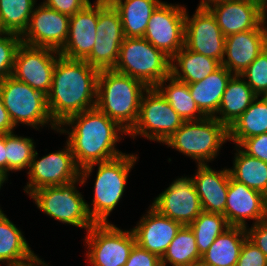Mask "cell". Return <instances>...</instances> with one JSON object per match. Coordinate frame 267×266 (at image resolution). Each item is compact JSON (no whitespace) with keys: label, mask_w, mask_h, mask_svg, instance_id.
Segmentation results:
<instances>
[{"label":"cell","mask_w":267,"mask_h":266,"mask_svg":"<svg viewBox=\"0 0 267 266\" xmlns=\"http://www.w3.org/2000/svg\"><path fill=\"white\" fill-rule=\"evenodd\" d=\"M57 133L67 135L66 141L80 169L125 154L116 144L128 132L97 107L69 117L58 127Z\"/></svg>","instance_id":"6da1fadb"},{"label":"cell","mask_w":267,"mask_h":266,"mask_svg":"<svg viewBox=\"0 0 267 266\" xmlns=\"http://www.w3.org/2000/svg\"><path fill=\"white\" fill-rule=\"evenodd\" d=\"M99 70L85 60L57 58L47 106L59 127L69 117L96 107Z\"/></svg>","instance_id":"7a4b0ae2"},{"label":"cell","mask_w":267,"mask_h":266,"mask_svg":"<svg viewBox=\"0 0 267 266\" xmlns=\"http://www.w3.org/2000/svg\"><path fill=\"white\" fill-rule=\"evenodd\" d=\"M138 158L140 157L135 153H125L110 161L94 163L80 169V178L85 185L93 169L98 167L94 198L91 203H87L89 215L95 224L112 223L108 218L123 197L129 174Z\"/></svg>","instance_id":"3957f363"},{"label":"cell","mask_w":267,"mask_h":266,"mask_svg":"<svg viewBox=\"0 0 267 266\" xmlns=\"http://www.w3.org/2000/svg\"><path fill=\"white\" fill-rule=\"evenodd\" d=\"M147 89L133 77L113 69L100 70L96 107L129 132L137 122L141 99Z\"/></svg>","instance_id":"277c9868"},{"label":"cell","mask_w":267,"mask_h":266,"mask_svg":"<svg viewBox=\"0 0 267 266\" xmlns=\"http://www.w3.org/2000/svg\"><path fill=\"white\" fill-rule=\"evenodd\" d=\"M227 141L228 128L214 117H205L198 121H185L164 145L195 160L197 165H203L214 161Z\"/></svg>","instance_id":"5b68a950"},{"label":"cell","mask_w":267,"mask_h":266,"mask_svg":"<svg viewBox=\"0 0 267 266\" xmlns=\"http://www.w3.org/2000/svg\"><path fill=\"white\" fill-rule=\"evenodd\" d=\"M113 70L156 87L171 75V58L145 38L125 37Z\"/></svg>","instance_id":"8992f818"},{"label":"cell","mask_w":267,"mask_h":266,"mask_svg":"<svg viewBox=\"0 0 267 266\" xmlns=\"http://www.w3.org/2000/svg\"><path fill=\"white\" fill-rule=\"evenodd\" d=\"M0 95L16 128L23 124L39 131L49 125L48 129L58 132L48 110L47 96L41 91L9 76L0 81Z\"/></svg>","instance_id":"52a82bcc"},{"label":"cell","mask_w":267,"mask_h":266,"mask_svg":"<svg viewBox=\"0 0 267 266\" xmlns=\"http://www.w3.org/2000/svg\"><path fill=\"white\" fill-rule=\"evenodd\" d=\"M82 179L64 185L48 186L34 191L29 197L37 208L63 224L84 228L86 232L95 224L91 219L87 202L78 190Z\"/></svg>","instance_id":"ba28073f"},{"label":"cell","mask_w":267,"mask_h":266,"mask_svg":"<svg viewBox=\"0 0 267 266\" xmlns=\"http://www.w3.org/2000/svg\"><path fill=\"white\" fill-rule=\"evenodd\" d=\"M184 122L160 91L156 87H149L142 96L137 122L128 136L135 139L140 135L164 144Z\"/></svg>","instance_id":"9c48e42d"},{"label":"cell","mask_w":267,"mask_h":266,"mask_svg":"<svg viewBox=\"0 0 267 266\" xmlns=\"http://www.w3.org/2000/svg\"><path fill=\"white\" fill-rule=\"evenodd\" d=\"M84 241L91 266H124L136 244L131 229L122 230L112 223L94 224Z\"/></svg>","instance_id":"30bf717a"},{"label":"cell","mask_w":267,"mask_h":266,"mask_svg":"<svg viewBox=\"0 0 267 266\" xmlns=\"http://www.w3.org/2000/svg\"><path fill=\"white\" fill-rule=\"evenodd\" d=\"M38 155L35 150L27 171L29 182L23 189L27 195L30 196L40 188L64 185L80 178V168L67 141L62 150L50 152L40 158Z\"/></svg>","instance_id":"8fae6325"},{"label":"cell","mask_w":267,"mask_h":266,"mask_svg":"<svg viewBox=\"0 0 267 266\" xmlns=\"http://www.w3.org/2000/svg\"><path fill=\"white\" fill-rule=\"evenodd\" d=\"M185 15L184 5L163 1L151 14L143 38L172 58L184 47Z\"/></svg>","instance_id":"7c38bea8"},{"label":"cell","mask_w":267,"mask_h":266,"mask_svg":"<svg viewBox=\"0 0 267 266\" xmlns=\"http://www.w3.org/2000/svg\"><path fill=\"white\" fill-rule=\"evenodd\" d=\"M59 51L48 47H33L21 43L18 47L12 76L47 95Z\"/></svg>","instance_id":"4fadbf2b"},{"label":"cell","mask_w":267,"mask_h":266,"mask_svg":"<svg viewBox=\"0 0 267 266\" xmlns=\"http://www.w3.org/2000/svg\"><path fill=\"white\" fill-rule=\"evenodd\" d=\"M180 177L155 197L150 205L182 226H189L203 209L192 177Z\"/></svg>","instance_id":"5bb4252c"},{"label":"cell","mask_w":267,"mask_h":266,"mask_svg":"<svg viewBox=\"0 0 267 266\" xmlns=\"http://www.w3.org/2000/svg\"><path fill=\"white\" fill-rule=\"evenodd\" d=\"M189 15L186 8L184 46L191 51L222 62L225 36L215 16L208 8L198 7L192 16Z\"/></svg>","instance_id":"9a60e30c"},{"label":"cell","mask_w":267,"mask_h":266,"mask_svg":"<svg viewBox=\"0 0 267 266\" xmlns=\"http://www.w3.org/2000/svg\"><path fill=\"white\" fill-rule=\"evenodd\" d=\"M69 19V16L40 2L35 6L29 25L21 36L22 43L60 51L68 37Z\"/></svg>","instance_id":"2e32d148"},{"label":"cell","mask_w":267,"mask_h":266,"mask_svg":"<svg viewBox=\"0 0 267 266\" xmlns=\"http://www.w3.org/2000/svg\"><path fill=\"white\" fill-rule=\"evenodd\" d=\"M229 226L248 228L267 219V197L230 177L227 202L223 213Z\"/></svg>","instance_id":"e0dca14e"},{"label":"cell","mask_w":267,"mask_h":266,"mask_svg":"<svg viewBox=\"0 0 267 266\" xmlns=\"http://www.w3.org/2000/svg\"><path fill=\"white\" fill-rule=\"evenodd\" d=\"M138 221L131 229L136 244L160 258L166 253L168 246L182 227L180 223L162 215L151 205Z\"/></svg>","instance_id":"ac0fdd59"},{"label":"cell","mask_w":267,"mask_h":266,"mask_svg":"<svg viewBox=\"0 0 267 266\" xmlns=\"http://www.w3.org/2000/svg\"><path fill=\"white\" fill-rule=\"evenodd\" d=\"M98 21V1L89 3L69 19L68 37L59 51L62 57L74 60H86L96 40Z\"/></svg>","instance_id":"d6986e66"},{"label":"cell","mask_w":267,"mask_h":266,"mask_svg":"<svg viewBox=\"0 0 267 266\" xmlns=\"http://www.w3.org/2000/svg\"><path fill=\"white\" fill-rule=\"evenodd\" d=\"M208 9L215 16L225 37L261 25L260 0H226L212 4Z\"/></svg>","instance_id":"ffe728a7"},{"label":"cell","mask_w":267,"mask_h":266,"mask_svg":"<svg viewBox=\"0 0 267 266\" xmlns=\"http://www.w3.org/2000/svg\"><path fill=\"white\" fill-rule=\"evenodd\" d=\"M196 167V172L191 177L203 211L223 214L230 180L228 168L215 170L209 164Z\"/></svg>","instance_id":"44dd1931"},{"label":"cell","mask_w":267,"mask_h":266,"mask_svg":"<svg viewBox=\"0 0 267 266\" xmlns=\"http://www.w3.org/2000/svg\"><path fill=\"white\" fill-rule=\"evenodd\" d=\"M262 24L253 30L241 31L225 37L224 66L232 74L240 75L263 52Z\"/></svg>","instance_id":"7402d4cb"},{"label":"cell","mask_w":267,"mask_h":266,"mask_svg":"<svg viewBox=\"0 0 267 266\" xmlns=\"http://www.w3.org/2000/svg\"><path fill=\"white\" fill-rule=\"evenodd\" d=\"M37 256L21 229L3 210L0 211V265L19 266L33 261Z\"/></svg>","instance_id":"603a6c76"},{"label":"cell","mask_w":267,"mask_h":266,"mask_svg":"<svg viewBox=\"0 0 267 266\" xmlns=\"http://www.w3.org/2000/svg\"><path fill=\"white\" fill-rule=\"evenodd\" d=\"M233 75L221 66L202 81L188 84L192 98L206 117H213L218 112L227 84Z\"/></svg>","instance_id":"cb8c5ba5"},{"label":"cell","mask_w":267,"mask_h":266,"mask_svg":"<svg viewBox=\"0 0 267 266\" xmlns=\"http://www.w3.org/2000/svg\"><path fill=\"white\" fill-rule=\"evenodd\" d=\"M257 97L246 81L234 74L227 84L218 112L213 117L229 128Z\"/></svg>","instance_id":"d4e9b609"},{"label":"cell","mask_w":267,"mask_h":266,"mask_svg":"<svg viewBox=\"0 0 267 266\" xmlns=\"http://www.w3.org/2000/svg\"><path fill=\"white\" fill-rule=\"evenodd\" d=\"M220 67L219 60L191 51L185 46L171 58V75L187 84L202 81Z\"/></svg>","instance_id":"484cf974"},{"label":"cell","mask_w":267,"mask_h":266,"mask_svg":"<svg viewBox=\"0 0 267 266\" xmlns=\"http://www.w3.org/2000/svg\"><path fill=\"white\" fill-rule=\"evenodd\" d=\"M161 0H111L118 11L125 37L143 38L151 14L162 3Z\"/></svg>","instance_id":"4316f807"},{"label":"cell","mask_w":267,"mask_h":266,"mask_svg":"<svg viewBox=\"0 0 267 266\" xmlns=\"http://www.w3.org/2000/svg\"><path fill=\"white\" fill-rule=\"evenodd\" d=\"M246 238V228L230 226L202 255L201 262L206 266H236Z\"/></svg>","instance_id":"83f0119b"},{"label":"cell","mask_w":267,"mask_h":266,"mask_svg":"<svg viewBox=\"0 0 267 266\" xmlns=\"http://www.w3.org/2000/svg\"><path fill=\"white\" fill-rule=\"evenodd\" d=\"M228 131L229 141L237 146L249 137L267 133V96H258Z\"/></svg>","instance_id":"f1b7e54d"},{"label":"cell","mask_w":267,"mask_h":266,"mask_svg":"<svg viewBox=\"0 0 267 266\" xmlns=\"http://www.w3.org/2000/svg\"><path fill=\"white\" fill-rule=\"evenodd\" d=\"M230 177L267 197V163L247 155L237 145Z\"/></svg>","instance_id":"f546056e"},{"label":"cell","mask_w":267,"mask_h":266,"mask_svg":"<svg viewBox=\"0 0 267 266\" xmlns=\"http://www.w3.org/2000/svg\"><path fill=\"white\" fill-rule=\"evenodd\" d=\"M156 88L184 121H198L206 117L197 107L187 83L169 75Z\"/></svg>","instance_id":"4dcf8cb0"},{"label":"cell","mask_w":267,"mask_h":266,"mask_svg":"<svg viewBox=\"0 0 267 266\" xmlns=\"http://www.w3.org/2000/svg\"><path fill=\"white\" fill-rule=\"evenodd\" d=\"M195 235L189 226H182L161 258L162 266H188L201 262Z\"/></svg>","instance_id":"1f68e13d"},{"label":"cell","mask_w":267,"mask_h":266,"mask_svg":"<svg viewBox=\"0 0 267 266\" xmlns=\"http://www.w3.org/2000/svg\"><path fill=\"white\" fill-rule=\"evenodd\" d=\"M37 0H0V23L4 32L22 36Z\"/></svg>","instance_id":"d6a6232c"},{"label":"cell","mask_w":267,"mask_h":266,"mask_svg":"<svg viewBox=\"0 0 267 266\" xmlns=\"http://www.w3.org/2000/svg\"><path fill=\"white\" fill-rule=\"evenodd\" d=\"M200 255H204L215 239L230 226L223 214L202 211L189 225Z\"/></svg>","instance_id":"836d02e7"},{"label":"cell","mask_w":267,"mask_h":266,"mask_svg":"<svg viewBox=\"0 0 267 266\" xmlns=\"http://www.w3.org/2000/svg\"><path fill=\"white\" fill-rule=\"evenodd\" d=\"M36 143L30 137L18 136L14 132L5 134L6 176L9 172L29 169L35 152Z\"/></svg>","instance_id":"e575fe53"},{"label":"cell","mask_w":267,"mask_h":266,"mask_svg":"<svg viewBox=\"0 0 267 266\" xmlns=\"http://www.w3.org/2000/svg\"><path fill=\"white\" fill-rule=\"evenodd\" d=\"M123 40L96 37L91 54L85 61L99 71L114 69L119 58L120 46Z\"/></svg>","instance_id":"d590c367"},{"label":"cell","mask_w":267,"mask_h":266,"mask_svg":"<svg viewBox=\"0 0 267 266\" xmlns=\"http://www.w3.org/2000/svg\"><path fill=\"white\" fill-rule=\"evenodd\" d=\"M96 37L125 38L120 15L110 2L98 1Z\"/></svg>","instance_id":"8d00e7d4"},{"label":"cell","mask_w":267,"mask_h":266,"mask_svg":"<svg viewBox=\"0 0 267 266\" xmlns=\"http://www.w3.org/2000/svg\"><path fill=\"white\" fill-rule=\"evenodd\" d=\"M257 96H267V56L261 52L240 74Z\"/></svg>","instance_id":"74e56055"},{"label":"cell","mask_w":267,"mask_h":266,"mask_svg":"<svg viewBox=\"0 0 267 266\" xmlns=\"http://www.w3.org/2000/svg\"><path fill=\"white\" fill-rule=\"evenodd\" d=\"M21 36L3 32L0 34V81L12 76L15 55L21 45Z\"/></svg>","instance_id":"f35d334b"},{"label":"cell","mask_w":267,"mask_h":266,"mask_svg":"<svg viewBox=\"0 0 267 266\" xmlns=\"http://www.w3.org/2000/svg\"><path fill=\"white\" fill-rule=\"evenodd\" d=\"M236 266H267V258L254 243L246 238Z\"/></svg>","instance_id":"ab89813d"},{"label":"cell","mask_w":267,"mask_h":266,"mask_svg":"<svg viewBox=\"0 0 267 266\" xmlns=\"http://www.w3.org/2000/svg\"><path fill=\"white\" fill-rule=\"evenodd\" d=\"M238 147L247 155L267 163V133L249 137L243 140Z\"/></svg>","instance_id":"60d3db41"},{"label":"cell","mask_w":267,"mask_h":266,"mask_svg":"<svg viewBox=\"0 0 267 266\" xmlns=\"http://www.w3.org/2000/svg\"><path fill=\"white\" fill-rule=\"evenodd\" d=\"M124 266H162V264L158 255L135 244Z\"/></svg>","instance_id":"b9f144b4"},{"label":"cell","mask_w":267,"mask_h":266,"mask_svg":"<svg viewBox=\"0 0 267 266\" xmlns=\"http://www.w3.org/2000/svg\"><path fill=\"white\" fill-rule=\"evenodd\" d=\"M42 3L59 13L71 17L76 12L84 9L90 3V0H44Z\"/></svg>","instance_id":"7bdbcfd3"},{"label":"cell","mask_w":267,"mask_h":266,"mask_svg":"<svg viewBox=\"0 0 267 266\" xmlns=\"http://www.w3.org/2000/svg\"><path fill=\"white\" fill-rule=\"evenodd\" d=\"M247 238L254 243L267 258V219L246 228Z\"/></svg>","instance_id":"ee69618b"},{"label":"cell","mask_w":267,"mask_h":266,"mask_svg":"<svg viewBox=\"0 0 267 266\" xmlns=\"http://www.w3.org/2000/svg\"><path fill=\"white\" fill-rule=\"evenodd\" d=\"M15 126L4 107L2 97L0 95V134L12 133L15 130Z\"/></svg>","instance_id":"f6af8a7d"},{"label":"cell","mask_w":267,"mask_h":266,"mask_svg":"<svg viewBox=\"0 0 267 266\" xmlns=\"http://www.w3.org/2000/svg\"><path fill=\"white\" fill-rule=\"evenodd\" d=\"M0 172L6 175L5 134H0Z\"/></svg>","instance_id":"bcb514c9"},{"label":"cell","mask_w":267,"mask_h":266,"mask_svg":"<svg viewBox=\"0 0 267 266\" xmlns=\"http://www.w3.org/2000/svg\"><path fill=\"white\" fill-rule=\"evenodd\" d=\"M261 2V24L264 31H267V0H260Z\"/></svg>","instance_id":"7dc6e473"},{"label":"cell","mask_w":267,"mask_h":266,"mask_svg":"<svg viewBox=\"0 0 267 266\" xmlns=\"http://www.w3.org/2000/svg\"><path fill=\"white\" fill-rule=\"evenodd\" d=\"M19 266H49V265L44 260L40 259L39 256H37L33 261Z\"/></svg>","instance_id":"c3c4849f"},{"label":"cell","mask_w":267,"mask_h":266,"mask_svg":"<svg viewBox=\"0 0 267 266\" xmlns=\"http://www.w3.org/2000/svg\"><path fill=\"white\" fill-rule=\"evenodd\" d=\"M220 1H226V0H200V2H199L197 7L198 8H208L212 4L218 3Z\"/></svg>","instance_id":"681fc988"},{"label":"cell","mask_w":267,"mask_h":266,"mask_svg":"<svg viewBox=\"0 0 267 266\" xmlns=\"http://www.w3.org/2000/svg\"><path fill=\"white\" fill-rule=\"evenodd\" d=\"M7 180H8V177L2 172H0V190L3 187L4 183L8 182ZM0 211H2L1 207H0Z\"/></svg>","instance_id":"f907efd6"},{"label":"cell","mask_w":267,"mask_h":266,"mask_svg":"<svg viewBox=\"0 0 267 266\" xmlns=\"http://www.w3.org/2000/svg\"><path fill=\"white\" fill-rule=\"evenodd\" d=\"M263 53L267 56V31H264Z\"/></svg>","instance_id":"816d5d0a"},{"label":"cell","mask_w":267,"mask_h":266,"mask_svg":"<svg viewBox=\"0 0 267 266\" xmlns=\"http://www.w3.org/2000/svg\"><path fill=\"white\" fill-rule=\"evenodd\" d=\"M188 266H206V265H204L202 262H198V263H194Z\"/></svg>","instance_id":"f5cc1de1"},{"label":"cell","mask_w":267,"mask_h":266,"mask_svg":"<svg viewBox=\"0 0 267 266\" xmlns=\"http://www.w3.org/2000/svg\"><path fill=\"white\" fill-rule=\"evenodd\" d=\"M4 31L3 29L1 28V23H0V34H2Z\"/></svg>","instance_id":"db71d44e"},{"label":"cell","mask_w":267,"mask_h":266,"mask_svg":"<svg viewBox=\"0 0 267 266\" xmlns=\"http://www.w3.org/2000/svg\"><path fill=\"white\" fill-rule=\"evenodd\" d=\"M96 1H106V2H110L111 0H96Z\"/></svg>","instance_id":"11a10c76"}]
</instances>
